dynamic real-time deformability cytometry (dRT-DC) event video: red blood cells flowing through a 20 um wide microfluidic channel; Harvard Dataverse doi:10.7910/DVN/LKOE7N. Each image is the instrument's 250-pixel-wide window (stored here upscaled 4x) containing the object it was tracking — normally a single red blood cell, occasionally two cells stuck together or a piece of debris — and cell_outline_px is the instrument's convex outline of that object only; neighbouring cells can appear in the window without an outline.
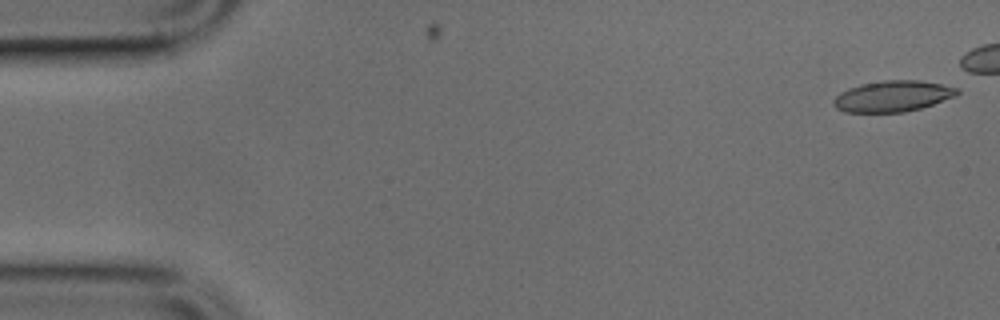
{"species": "common noctule bat (a hibernating species)", "species_latin": "Nyctalus noctula", "temperature_condition": "cold", "stored_images_in_passage": 5, "camera_frame_rate_fps": 3000, "um_per_image_px": 0.085, "animal": {"sex": "male", "body_mass_g": 17.9, "forearm_length_mm": 54.2}, "frame": {"image": 1, "passage_image": 1, "time_ms": 0.0, "image_size_px": [1000, 320], "cell_outline_px": [[960, 92], [956, 96], [920, 108], [904, 112], [844, 112], [836, 108], [832, 104], [832, 100], [840, 92], [848, 88], [860, 84], [884, 80], [920, 80], [960, 88]], "centroid_in_image_um": [75.86, 8.17], "position_along_channel_um": 9.1, "area_um2": 22.43}}